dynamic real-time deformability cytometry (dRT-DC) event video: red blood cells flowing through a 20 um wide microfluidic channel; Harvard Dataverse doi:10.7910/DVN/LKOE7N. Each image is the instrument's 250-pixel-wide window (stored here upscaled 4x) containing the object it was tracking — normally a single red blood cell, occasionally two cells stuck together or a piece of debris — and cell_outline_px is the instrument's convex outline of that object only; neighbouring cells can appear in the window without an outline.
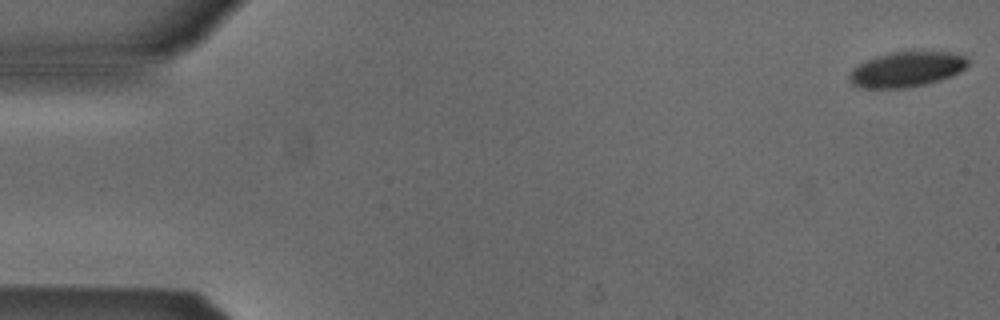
{"species": "Egyptian fruit bat (a non-hibernating species)", "species_latin": "Rousettus aegyptiacus", "temperature_condition": "cold", "stored_images_in_passage": 53, "camera_frame_rate_fps": 3000, "um_per_image_px": 0.085, "animal": {"sex": "male"}, "frame": {"image": 1, "passage_image": 1, "time_ms": 0.0, "image_size_px": [1000, 320], "cell_outline_px": [[968, 64], [964, 68], [940, 80], [908, 88], [860, 88], [852, 84], [848, 76], [852, 68], [876, 56], [888, 52], [912, 48], [920, 48], [948, 52], [964, 56], [968, 60]], "centroid_in_image_um": [77.04, 5.84], "position_along_channel_um": 8.0, "area_um2": 24.97}}
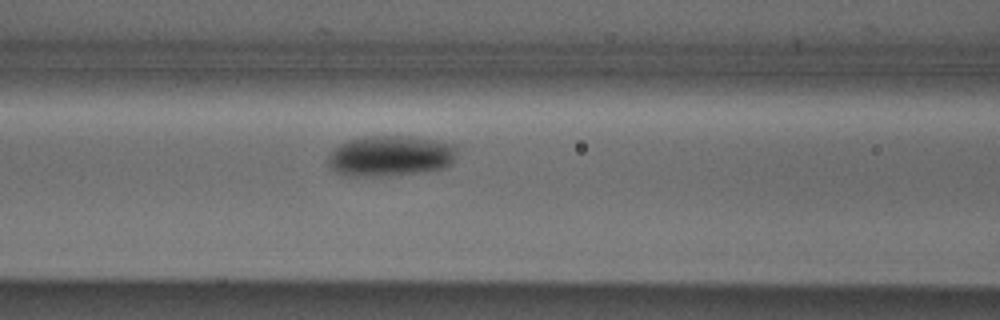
{"frame": {"image": 2, "passage_image": 22, "time_ms": 7.0, "image_size_px": [1000, 320], "cell_outline_px": [[456, 156], [452, 164], [444, 168], [424, 172], [356, 176], [348, 176], [336, 172], [328, 164], [328, 156], [332, 148], [348, 140], [364, 136], [412, 136], [436, 140], [456, 144]], "centroid_in_image_um": [33.2, 13.23], "position_along_channel_um": 133.4, "area_um2": 30.63}}
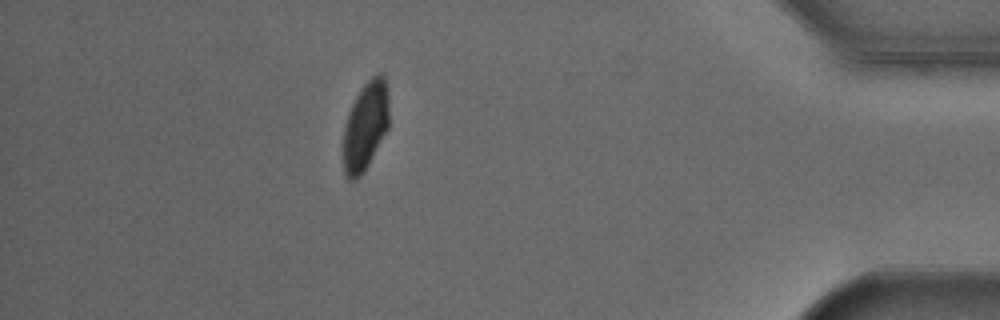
{"frame": {"image": 3, "passage_image": 47, "time_ms": 15.333, "image_size_px": [1000, 320], "cell_outline_px": [[388, 128], [364, 172], [356, 180], [348, 180], [344, 176], [344, 124], [348, 112], [360, 88], [372, 76], [380, 72], [384, 76], [388, 88]], "centroid_in_image_um": [31.06, 10.7], "position_along_channel_um": 404.1, "area_um2": 23.76}, "authors_computed_cell_mechanics": {"area_um2": 27.2238, "velocity_mm_per_s": 3.8443, "shape_relaxation_time_tau1_ms": 3.3254, "shape_relaxation_time_tau2_ms": null, "deformation_change_tau1": 0.0951, "deformation_change_tau2": null}}